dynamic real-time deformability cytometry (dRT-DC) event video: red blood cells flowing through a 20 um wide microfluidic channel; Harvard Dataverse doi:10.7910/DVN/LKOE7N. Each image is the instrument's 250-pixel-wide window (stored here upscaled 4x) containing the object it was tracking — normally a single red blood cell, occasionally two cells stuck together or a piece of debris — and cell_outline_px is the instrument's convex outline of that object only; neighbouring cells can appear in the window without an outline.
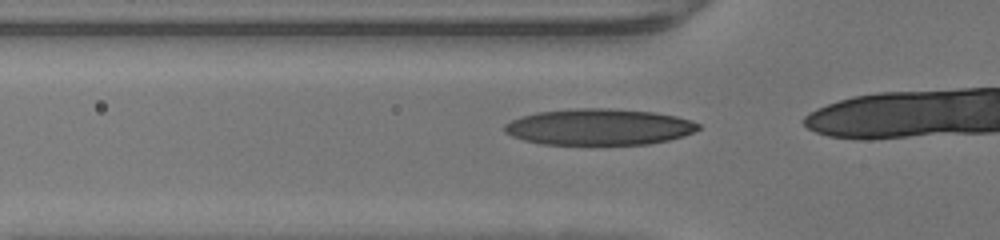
{"species": "human", "species_latin": "Homo sapiens", "temperature_condition": "warm", "stored_images_in_passage": 15, "camera_frame_rate_fps": 3000, "um_per_image_px": 0.085, "donor": {"sex": "male"}, "frame": {"image": 1, "passage_image": 10, "time_ms": 3.0, "image_size_px": [1000, 240], "cell_outline_px": [[700, 128], [684, 136], [668, 140], [648, 144], [540, 144], [524, 140], [512, 136], [504, 132], [504, 124], [520, 116], [536, 112], [572, 108], [608, 108], [656, 112], [676, 116], [692, 120], [700, 124]], "centroid_in_image_um": [50.91, 10.78], "position_along_channel_um": 74.9, "area_um2": 41.15}}
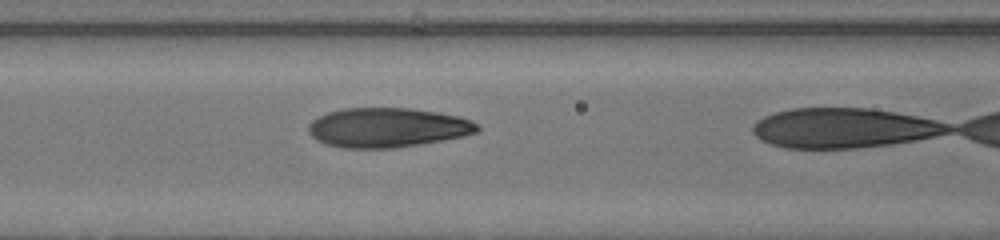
{"frame": {"image": 2, "passage_image": 14, "time_ms": 4.333, "image_size_px": [1000, 240], "cell_outline_px": [[480, 128], [476, 132], [464, 136], [444, 140], [396, 148], [344, 148], [328, 144], [316, 140], [308, 132], [308, 124], [316, 116], [328, 112], [344, 108], [412, 108], [440, 112], [456, 116], [468, 120], [476, 124]], "centroid_in_image_um": [32.9, 10.84], "position_along_channel_um": 133.7, "area_um2": 38.96}}